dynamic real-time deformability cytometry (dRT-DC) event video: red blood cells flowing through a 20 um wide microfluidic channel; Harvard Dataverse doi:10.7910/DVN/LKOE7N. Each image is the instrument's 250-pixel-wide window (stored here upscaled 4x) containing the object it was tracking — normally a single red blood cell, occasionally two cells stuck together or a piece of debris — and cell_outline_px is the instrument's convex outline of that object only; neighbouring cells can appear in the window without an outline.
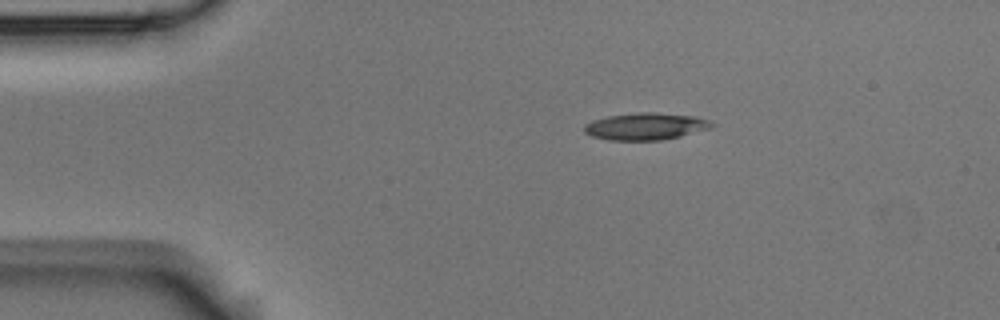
{"species": "Egyptian fruit bat (a non-hibernating species)", "species_latin": "Rousettus aegyptiacus", "temperature_condition": "room temperature", "stored_images_in_passage": 5, "camera_frame_rate_fps": 3000, "um_per_image_px": 0.085, "animal": {"sex": "male"}, "frame": {"image": 1, "passage_image": 2, "time_ms": 0.333, "image_size_px": [1000, 320], "cell_outline_px": [[716, 124], [708, 128], [680, 136], [660, 140], [608, 140], [592, 136], [584, 132], [584, 124], [592, 120], [608, 116], [636, 112], [656, 112], [696, 116], [712, 120]], "centroid_in_image_um": [54.87, 10.73], "position_along_channel_um": 30.1, "area_um2": 20.17}}
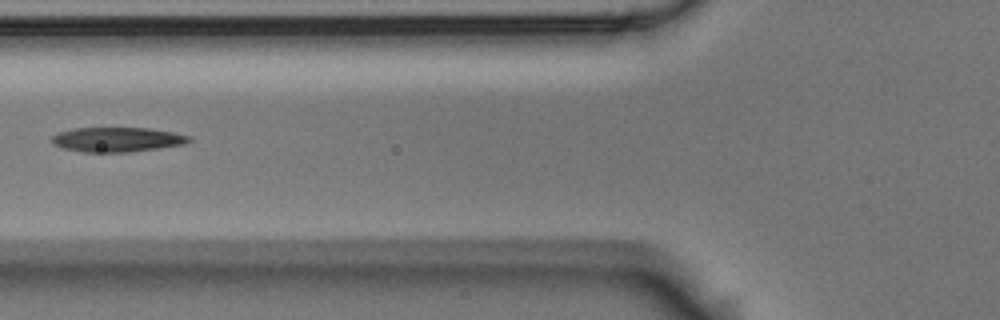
{"frame": {"image": 2, "passage_image": 5, "time_ms": 1.333, "image_size_px": [1000, 320], "cell_outline_px": [[192, 140], [184, 144], [128, 152], [84, 152], [64, 148], [52, 144], [52, 136], [56, 132], [72, 128], [148, 128], [172, 132], [192, 136]], "centroid_in_image_um": [9.93, 11.85], "position_along_channel_um": 115.9, "area_um2": 19.65}}